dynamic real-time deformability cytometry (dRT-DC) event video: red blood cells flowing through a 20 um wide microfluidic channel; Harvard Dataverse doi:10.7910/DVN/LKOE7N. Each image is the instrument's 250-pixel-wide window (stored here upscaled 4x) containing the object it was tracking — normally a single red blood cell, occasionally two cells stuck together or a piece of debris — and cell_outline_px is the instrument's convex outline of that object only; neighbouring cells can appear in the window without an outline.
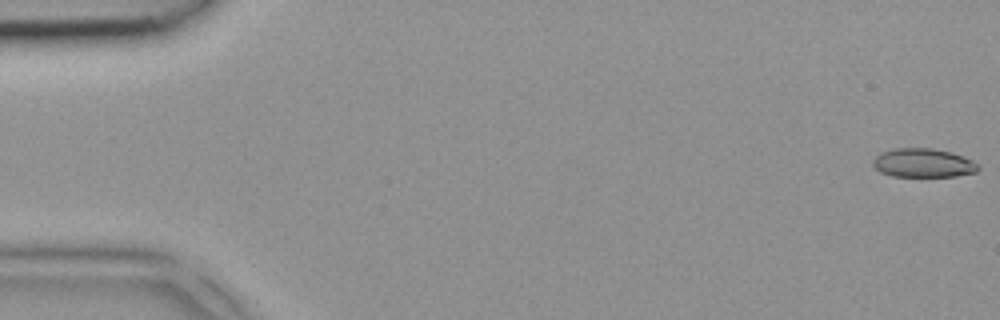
{"species": "common noctule bat (a hibernating species)", "species_latin": "Nyctalus noctula", "temperature_condition": "room temperature", "stored_images_in_passage": 5, "camera_frame_rate_fps": 3000, "um_per_image_px": 0.085, "animal": {"sex": "female", "body_mass_g": 18.4}, "frame": {"image": 1, "passage_image": 1, "time_ms": 0.0, "image_size_px": [1000, 320], "cell_outline_px": [[980, 168], [976, 172], [956, 176], [892, 176], [880, 172], [872, 164], [872, 160], [880, 152], [896, 148], [932, 148], [952, 152], [964, 156], [972, 160]], "centroid_in_image_um": [78.46, 13.84], "position_along_channel_um": 6.5, "area_um2": 17.74}}
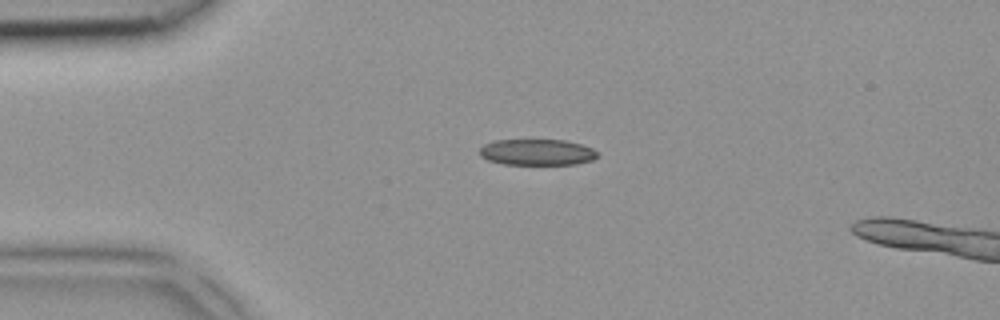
{"frame": {"image": 2, "passage_image": 3, "time_ms": 0.667, "image_size_px": [1000, 320], "cell_outline_px": [[600, 156], [592, 160], [576, 164], [504, 164], [488, 160], [480, 156], [480, 148], [484, 144], [496, 140], [564, 140], [580, 144], [592, 148]], "centroid_in_image_um": [45.65, 12.94], "position_along_channel_um": 39.3, "area_um2": 17.86}}